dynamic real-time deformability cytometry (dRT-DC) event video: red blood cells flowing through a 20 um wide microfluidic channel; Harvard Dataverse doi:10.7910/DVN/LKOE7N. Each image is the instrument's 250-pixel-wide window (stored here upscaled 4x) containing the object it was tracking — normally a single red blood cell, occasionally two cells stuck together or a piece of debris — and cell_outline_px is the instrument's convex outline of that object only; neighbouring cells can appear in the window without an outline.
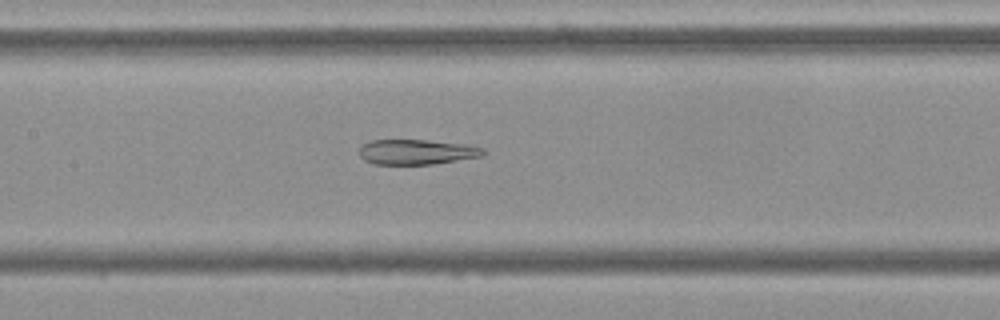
{"species": "Egyptian fruit bat (a non-hibernating species)", "species_latin": "Rousettus aegyptiacus", "temperature_condition": "cold", "stored_images_in_passage": 54, "camera_frame_rate_fps": 3000, "um_per_image_px": 0.085, "frame": {"image": 1, "passage_image": 25, "time_ms": 8.0, "image_size_px": [1000, 320], "cell_outline_px": [[484, 156], [432, 164], [376, 164], [364, 160], [360, 156], [360, 148], [364, 144], [372, 140], [424, 140], [468, 144], [484, 148]], "centroid_in_image_um": [35.45, 12.91], "position_along_channel_um": 171.9, "area_um2": 18.03}}
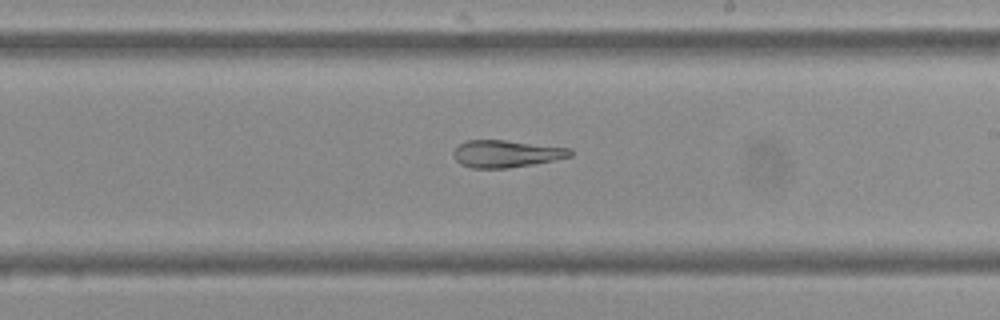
{"frame": {"image": 2, "passage_image": 31, "time_ms": 10.0, "image_size_px": [1000, 320], "cell_outline_px": [[572, 156], [532, 164], [508, 168], [472, 168], [460, 164], [456, 160], [452, 152], [460, 144], [468, 140], [504, 140], [572, 148]], "centroid_in_image_um": [43.02, 13.07], "position_along_channel_um": 246.0, "area_um2": 18.38}}
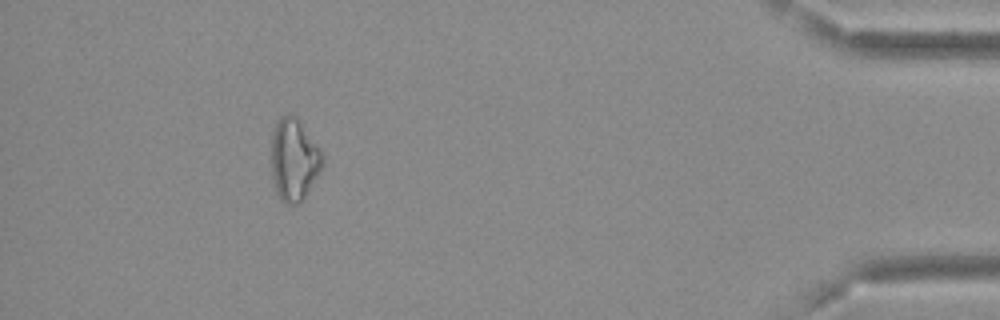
{"frame": {"image": 3, "passage_image": 49, "time_ms": 16.0, "image_size_px": [1000, 320], "cell_outline_px": [[324, 156], [320, 168], [316, 176], [300, 204], [284, 204], [280, 200], [276, 192], [272, 180], [272, 132], [276, 120], [280, 116], [288, 112], [296, 116], [316, 144]], "centroid_in_image_um": [24.94, 13.55], "position_along_channel_um": 410.3, "area_um2": 24.39}}